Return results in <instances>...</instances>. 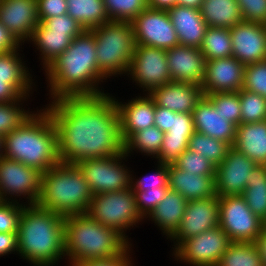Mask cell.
Instances as JSON below:
<instances>
[{
	"instance_id": "6da1fadb",
	"label": "cell",
	"mask_w": 266,
	"mask_h": 266,
	"mask_svg": "<svg viewBox=\"0 0 266 266\" xmlns=\"http://www.w3.org/2000/svg\"><path fill=\"white\" fill-rule=\"evenodd\" d=\"M43 106L56 126L62 163L77 164L124 152L119 111L112 94L60 98Z\"/></svg>"
},
{
	"instance_id": "7a4b0ae2",
	"label": "cell",
	"mask_w": 266,
	"mask_h": 266,
	"mask_svg": "<svg viewBox=\"0 0 266 266\" xmlns=\"http://www.w3.org/2000/svg\"><path fill=\"white\" fill-rule=\"evenodd\" d=\"M95 52V37L90 30H84L44 70L50 101L67 97H96L109 93L106 90L104 92L101 85L108 79L98 69Z\"/></svg>"
},
{
	"instance_id": "3957f363",
	"label": "cell",
	"mask_w": 266,
	"mask_h": 266,
	"mask_svg": "<svg viewBox=\"0 0 266 266\" xmlns=\"http://www.w3.org/2000/svg\"><path fill=\"white\" fill-rule=\"evenodd\" d=\"M64 223L63 215L38 204L24 205L17 234L19 259L30 266L58 265L65 259Z\"/></svg>"
},
{
	"instance_id": "277c9868",
	"label": "cell",
	"mask_w": 266,
	"mask_h": 266,
	"mask_svg": "<svg viewBox=\"0 0 266 266\" xmlns=\"http://www.w3.org/2000/svg\"><path fill=\"white\" fill-rule=\"evenodd\" d=\"M16 130L3 137V157L44 173L59 164L58 136L49 112L42 106Z\"/></svg>"
},
{
	"instance_id": "5b68a950",
	"label": "cell",
	"mask_w": 266,
	"mask_h": 266,
	"mask_svg": "<svg viewBox=\"0 0 266 266\" xmlns=\"http://www.w3.org/2000/svg\"><path fill=\"white\" fill-rule=\"evenodd\" d=\"M65 263L123 256L132 245L115 229L94 221L88 214L65 216Z\"/></svg>"
},
{
	"instance_id": "8992f818",
	"label": "cell",
	"mask_w": 266,
	"mask_h": 266,
	"mask_svg": "<svg viewBox=\"0 0 266 266\" xmlns=\"http://www.w3.org/2000/svg\"><path fill=\"white\" fill-rule=\"evenodd\" d=\"M93 194L76 164L60 162L41 175L38 205L60 215L86 213Z\"/></svg>"
},
{
	"instance_id": "52a82bcc",
	"label": "cell",
	"mask_w": 266,
	"mask_h": 266,
	"mask_svg": "<svg viewBox=\"0 0 266 266\" xmlns=\"http://www.w3.org/2000/svg\"><path fill=\"white\" fill-rule=\"evenodd\" d=\"M90 31L95 37L99 71L107 79L127 75L136 46L132 23L110 20Z\"/></svg>"
},
{
	"instance_id": "ba28073f",
	"label": "cell",
	"mask_w": 266,
	"mask_h": 266,
	"mask_svg": "<svg viewBox=\"0 0 266 266\" xmlns=\"http://www.w3.org/2000/svg\"><path fill=\"white\" fill-rule=\"evenodd\" d=\"M86 214L105 227L115 229L133 247V241L126 232L145 221L137 210L136 197L131 188L94 194Z\"/></svg>"
},
{
	"instance_id": "9c48e42d",
	"label": "cell",
	"mask_w": 266,
	"mask_h": 266,
	"mask_svg": "<svg viewBox=\"0 0 266 266\" xmlns=\"http://www.w3.org/2000/svg\"><path fill=\"white\" fill-rule=\"evenodd\" d=\"M127 159L129 156L123 152L120 155L85 159L76 165L94 195L130 188L131 167L124 163Z\"/></svg>"
},
{
	"instance_id": "30bf717a",
	"label": "cell",
	"mask_w": 266,
	"mask_h": 266,
	"mask_svg": "<svg viewBox=\"0 0 266 266\" xmlns=\"http://www.w3.org/2000/svg\"><path fill=\"white\" fill-rule=\"evenodd\" d=\"M41 175L42 172L33 167L0 157V201L37 204L41 190Z\"/></svg>"
},
{
	"instance_id": "8fae6325",
	"label": "cell",
	"mask_w": 266,
	"mask_h": 266,
	"mask_svg": "<svg viewBox=\"0 0 266 266\" xmlns=\"http://www.w3.org/2000/svg\"><path fill=\"white\" fill-rule=\"evenodd\" d=\"M219 227L231 242H254L265 221L253 214L242 195L218 197Z\"/></svg>"
},
{
	"instance_id": "7c38bea8",
	"label": "cell",
	"mask_w": 266,
	"mask_h": 266,
	"mask_svg": "<svg viewBox=\"0 0 266 266\" xmlns=\"http://www.w3.org/2000/svg\"><path fill=\"white\" fill-rule=\"evenodd\" d=\"M231 241L219 227L184 240L173 252L174 261L189 266H217Z\"/></svg>"
},
{
	"instance_id": "4fadbf2b",
	"label": "cell",
	"mask_w": 266,
	"mask_h": 266,
	"mask_svg": "<svg viewBox=\"0 0 266 266\" xmlns=\"http://www.w3.org/2000/svg\"><path fill=\"white\" fill-rule=\"evenodd\" d=\"M126 78L142 89V94L171 82L166 50L136 45Z\"/></svg>"
},
{
	"instance_id": "5bb4252c",
	"label": "cell",
	"mask_w": 266,
	"mask_h": 266,
	"mask_svg": "<svg viewBox=\"0 0 266 266\" xmlns=\"http://www.w3.org/2000/svg\"><path fill=\"white\" fill-rule=\"evenodd\" d=\"M136 45L168 50L179 45L167 10L147 7L131 21Z\"/></svg>"
},
{
	"instance_id": "9a60e30c",
	"label": "cell",
	"mask_w": 266,
	"mask_h": 266,
	"mask_svg": "<svg viewBox=\"0 0 266 266\" xmlns=\"http://www.w3.org/2000/svg\"><path fill=\"white\" fill-rule=\"evenodd\" d=\"M219 226L218 196L188 201L176 233L168 240L173 252L184 240Z\"/></svg>"
},
{
	"instance_id": "2e32d148",
	"label": "cell",
	"mask_w": 266,
	"mask_h": 266,
	"mask_svg": "<svg viewBox=\"0 0 266 266\" xmlns=\"http://www.w3.org/2000/svg\"><path fill=\"white\" fill-rule=\"evenodd\" d=\"M258 164L231 147L224 160L216 167L215 190L218 197L242 195Z\"/></svg>"
},
{
	"instance_id": "e0dca14e",
	"label": "cell",
	"mask_w": 266,
	"mask_h": 266,
	"mask_svg": "<svg viewBox=\"0 0 266 266\" xmlns=\"http://www.w3.org/2000/svg\"><path fill=\"white\" fill-rule=\"evenodd\" d=\"M232 57L244 65L266 60V24L242 21L230 28Z\"/></svg>"
},
{
	"instance_id": "ac0fdd59",
	"label": "cell",
	"mask_w": 266,
	"mask_h": 266,
	"mask_svg": "<svg viewBox=\"0 0 266 266\" xmlns=\"http://www.w3.org/2000/svg\"><path fill=\"white\" fill-rule=\"evenodd\" d=\"M245 67L246 65L232 56L206 61L204 81L201 85L204 96L242 89Z\"/></svg>"
},
{
	"instance_id": "d6986e66",
	"label": "cell",
	"mask_w": 266,
	"mask_h": 266,
	"mask_svg": "<svg viewBox=\"0 0 266 266\" xmlns=\"http://www.w3.org/2000/svg\"><path fill=\"white\" fill-rule=\"evenodd\" d=\"M0 22L22 45L26 44L40 23L37 0H0Z\"/></svg>"
},
{
	"instance_id": "ffe728a7",
	"label": "cell",
	"mask_w": 266,
	"mask_h": 266,
	"mask_svg": "<svg viewBox=\"0 0 266 266\" xmlns=\"http://www.w3.org/2000/svg\"><path fill=\"white\" fill-rule=\"evenodd\" d=\"M171 81L202 85L205 76V58L200 48L176 45L166 50Z\"/></svg>"
},
{
	"instance_id": "44dd1931",
	"label": "cell",
	"mask_w": 266,
	"mask_h": 266,
	"mask_svg": "<svg viewBox=\"0 0 266 266\" xmlns=\"http://www.w3.org/2000/svg\"><path fill=\"white\" fill-rule=\"evenodd\" d=\"M112 97L119 111L121 136L124 143L135 132L154 126L155 102L149 94L140 93L139 95L138 93V96L126 100L127 102L121 101L114 95Z\"/></svg>"
},
{
	"instance_id": "7402d4cb",
	"label": "cell",
	"mask_w": 266,
	"mask_h": 266,
	"mask_svg": "<svg viewBox=\"0 0 266 266\" xmlns=\"http://www.w3.org/2000/svg\"><path fill=\"white\" fill-rule=\"evenodd\" d=\"M148 94L155 102V106L176 113H192L197 103L204 96L200 85L175 81L155 87Z\"/></svg>"
},
{
	"instance_id": "603a6c76",
	"label": "cell",
	"mask_w": 266,
	"mask_h": 266,
	"mask_svg": "<svg viewBox=\"0 0 266 266\" xmlns=\"http://www.w3.org/2000/svg\"><path fill=\"white\" fill-rule=\"evenodd\" d=\"M193 122L196 132L206 134L217 140L233 146L236 139V125L224 119V116L215 108L206 97L197 103L193 112Z\"/></svg>"
},
{
	"instance_id": "cb8c5ba5",
	"label": "cell",
	"mask_w": 266,
	"mask_h": 266,
	"mask_svg": "<svg viewBox=\"0 0 266 266\" xmlns=\"http://www.w3.org/2000/svg\"><path fill=\"white\" fill-rule=\"evenodd\" d=\"M195 132L192 113L172 112L171 128L165 132L161 150L155 162L172 164L188 149L189 139Z\"/></svg>"
},
{
	"instance_id": "d4e9b609",
	"label": "cell",
	"mask_w": 266,
	"mask_h": 266,
	"mask_svg": "<svg viewBox=\"0 0 266 266\" xmlns=\"http://www.w3.org/2000/svg\"><path fill=\"white\" fill-rule=\"evenodd\" d=\"M20 52H23L22 46L16 50L0 52V80H6L22 97H31L36 91L34 88L38 86L36 76L30 73L32 69L28 68L27 61L23 59L25 55Z\"/></svg>"
},
{
	"instance_id": "484cf974",
	"label": "cell",
	"mask_w": 266,
	"mask_h": 266,
	"mask_svg": "<svg viewBox=\"0 0 266 266\" xmlns=\"http://www.w3.org/2000/svg\"><path fill=\"white\" fill-rule=\"evenodd\" d=\"M167 12L177 33L179 44L200 48L208 28L201 11L176 5Z\"/></svg>"
},
{
	"instance_id": "4316f807",
	"label": "cell",
	"mask_w": 266,
	"mask_h": 266,
	"mask_svg": "<svg viewBox=\"0 0 266 266\" xmlns=\"http://www.w3.org/2000/svg\"><path fill=\"white\" fill-rule=\"evenodd\" d=\"M168 186L187 201L216 196L215 176L187 173L173 164H168Z\"/></svg>"
},
{
	"instance_id": "83f0119b",
	"label": "cell",
	"mask_w": 266,
	"mask_h": 266,
	"mask_svg": "<svg viewBox=\"0 0 266 266\" xmlns=\"http://www.w3.org/2000/svg\"><path fill=\"white\" fill-rule=\"evenodd\" d=\"M188 201L177 191L168 190L164 199L156 208L144 219L152 221L161 231V234L170 239L178 230Z\"/></svg>"
},
{
	"instance_id": "f1b7e54d",
	"label": "cell",
	"mask_w": 266,
	"mask_h": 266,
	"mask_svg": "<svg viewBox=\"0 0 266 266\" xmlns=\"http://www.w3.org/2000/svg\"><path fill=\"white\" fill-rule=\"evenodd\" d=\"M74 38L68 32H59L49 29L40 22L33 31L27 44H32L38 51L41 67L45 70L55 59H57L70 45Z\"/></svg>"
},
{
	"instance_id": "f546056e",
	"label": "cell",
	"mask_w": 266,
	"mask_h": 266,
	"mask_svg": "<svg viewBox=\"0 0 266 266\" xmlns=\"http://www.w3.org/2000/svg\"><path fill=\"white\" fill-rule=\"evenodd\" d=\"M232 147L255 163L266 165V121L237 126Z\"/></svg>"
},
{
	"instance_id": "4dcf8cb0",
	"label": "cell",
	"mask_w": 266,
	"mask_h": 266,
	"mask_svg": "<svg viewBox=\"0 0 266 266\" xmlns=\"http://www.w3.org/2000/svg\"><path fill=\"white\" fill-rule=\"evenodd\" d=\"M200 11L208 27L232 28L243 21L237 0H203Z\"/></svg>"
},
{
	"instance_id": "1f68e13d",
	"label": "cell",
	"mask_w": 266,
	"mask_h": 266,
	"mask_svg": "<svg viewBox=\"0 0 266 266\" xmlns=\"http://www.w3.org/2000/svg\"><path fill=\"white\" fill-rule=\"evenodd\" d=\"M67 14L84 30H90L110 21L103 0H66Z\"/></svg>"
},
{
	"instance_id": "d6a6232c",
	"label": "cell",
	"mask_w": 266,
	"mask_h": 266,
	"mask_svg": "<svg viewBox=\"0 0 266 266\" xmlns=\"http://www.w3.org/2000/svg\"><path fill=\"white\" fill-rule=\"evenodd\" d=\"M242 196L253 214L266 222V165L258 164L251 171Z\"/></svg>"
},
{
	"instance_id": "836d02e7",
	"label": "cell",
	"mask_w": 266,
	"mask_h": 266,
	"mask_svg": "<svg viewBox=\"0 0 266 266\" xmlns=\"http://www.w3.org/2000/svg\"><path fill=\"white\" fill-rule=\"evenodd\" d=\"M164 134L155 125L137 131L124 143V152L129 157L134 155L135 152L137 154L139 152L141 155L144 154V156H148L154 160L161 150Z\"/></svg>"
},
{
	"instance_id": "e575fe53",
	"label": "cell",
	"mask_w": 266,
	"mask_h": 266,
	"mask_svg": "<svg viewBox=\"0 0 266 266\" xmlns=\"http://www.w3.org/2000/svg\"><path fill=\"white\" fill-rule=\"evenodd\" d=\"M200 50L206 61L232 56L230 28L208 27Z\"/></svg>"
},
{
	"instance_id": "d590c367",
	"label": "cell",
	"mask_w": 266,
	"mask_h": 266,
	"mask_svg": "<svg viewBox=\"0 0 266 266\" xmlns=\"http://www.w3.org/2000/svg\"><path fill=\"white\" fill-rule=\"evenodd\" d=\"M217 266H263L253 242H231Z\"/></svg>"
},
{
	"instance_id": "8d00e7d4",
	"label": "cell",
	"mask_w": 266,
	"mask_h": 266,
	"mask_svg": "<svg viewBox=\"0 0 266 266\" xmlns=\"http://www.w3.org/2000/svg\"><path fill=\"white\" fill-rule=\"evenodd\" d=\"M27 100L29 101L30 97H22L14 102L0 103V136L2 138L19 128L35 112L32 109L30 111V108L26 110L24 106Z\"/></svg>"
},
{
	"instance_id": "74e56055",
	"label": "cell",
	"mask_w": 266,
	"mask_h": 266,
	"mask_svg": "<svg viewBox=\"0 0 266 266\" xmlns=\"http://www.w3.org/2000/svg\"><path fill=\"white\" fill-rule=\"evenodd\" d=\"M231 146L206 134L194 132L189 139L188 149L201 153L216 167L224 160Z\"/></svg>"
},
{
	"instance_id": "f35d334b",
	"label": "cell",
	"mask_w": 266,
	"mask_h": 266,
	"mask_svg": "<svg viewBox=\"0 0 266 266\" xmlns=\"http://www.w3.org/2000/svg\"><path fill=\"white\" fill-rule=\"evenodd\" d=\"M241 124L266 121V98L245 89L239 90Z\"/></svg>"
},
{
	"instance_id": "ab89813d",
	"label": "cell",
	"mask_w": 266,
	"mask_h": 266,
	"mask_svg": "<svg viewBox=\"0 0 266 266\" xmlns=\"http://www.w3.org/2000/svg\"><path fill=\"white\" fill-rule=\"evenodd\" d=\"M205 96L219 110L225 120L231 121L236 126L241 124L239 91L210 93Z\"/></svg>"
},
{
	"instance_id": "60d3db41",
	"label": "cell",
	"mask_w": 266,
	"mask_h": 266,
	"mask_svg": "<svg viewBox=\"0 0 266 266\" xmlns=\"http://www.w3.org/2000/svg\"><path fill=\"white\" fill-rule=\"evenodd\" d=\"M103 3L111 21L131 22L148 7L147 0H103Z\"/></svg>"
},
{
	"instance_id": "b9f144b4",
	"label": "cell",
	"mask_w": 266,
	"mask_h": 266,
	"mask_svg": "<svg viewBox=\"0 0 266 266\" xmlns=\"http://www.w3.org/2000/svg\"><path fill=\"white\" fill-rule=\"evenodd\" d=\"M152 174L136 178L133 175L135 172L131 168L130 188L135 193L136 191L152 190L157 188H169L168 186V164L156 162Z\"/></svg>"
},
{
	"instance_id": "7bdbcfd3",
	"label": "cell",
	"mask_w": 266,
	"mask_h": 266,
	"mask_svg": "<svg viewBox=\"0 0 266 266\" xmlns=\"http://www.w3.org/2000/svg\"><path fill=\"white\" fill-rule=\"evenodd\" d=\"M177 168L187 173L215 176L216 166L201 153L190 149L185 150L173 163Z\"/></svg>"
},
{
	"instance_id": "ee69618b",
	"label": "cell",
	"mask_w": 266,
	"mask_h": 266,
	"mask_svg": "<svg viewBox=\"0 0 266 266\" xmlns=\"http://www.w3.org/2000/svg\"><path fill=\"white\" fill-rule=\"evenodd\" d=\"M242 89L266 98V60L246 65Z\"/></svg>"
},
{
	"instance_id": "f6af8a7d",
	"label": "cell",
	"mask_w": 266,
	"mask_h": 266,
	"mask_svg": "<svg viewBox=\"0 0 266 266\" xmlns=\"http://www.w3.org/2000/svg\"><path fill=\"white\" fill-rule=\"evenodd\" d=\"M25 204L0 201V232L18 233L19 218Z\"/></svg>"
},
{
	"instance_id": "bcb514c9",
	"label": "cell",
	"mask_w": 266,
	"mask_h": 266,
	"mask_svg": "<svg viewBox=\"0 0 266 266\" xmlns=\"http://www.w3.org/2000/svg\"><path fill=\"white\" fill-rule=\"evenodd\" d=\"M169 188H157L145 191H136V206L140 215L145 219L156 206L164 199Z\"/></svg>"
},
{
	"instance_id": "7dc6e473",
	"label": "cell",
	"mask_w": 266,
	"mask_h": 266,
	"mask_svg": "<svg viewBox=\"0 0 266 266\" xmlns=\"http://www.w3.org/2000/svg\"><path fill=\"white\" fill-rule=\"evenodd\" d=\"M243 21L266 24V0H237Z\"/></svg>"
},
{
	"instance_id": "c3c4849f",
	"label": "cell",
	"mask_w": 266,
	"mask_h": 266,
	"mask_svg": "<svg viewBox=\"0 0 266 266\" xmlns=\"http://www.w3.org/2000/svg\"><path fill=\"white\" fill-rule=\"evenodd\" d=\"M43 23L53 31L68 32L73 38L84 31L83 27L67 13L45 19Z\"/></svg>"
},
{
	"instance_id": "681fc988",
	"label": "cell",
	"mask_w": 266,
	"mask_h": 266,
	"mask_svg": "<svg viewBox=\"0 0 266 266\" xmlns=\"http://www.w3.org/2000/svg\"><path fill=\"white\" fill-rule=\"evenodd\" d=\"M66 13V0H37V15L40 22Z\"/></svg>"
},
{
	"instance_id": "f907efd6",
	"label": "cell",
	"mask_w": 266,
	"mask_h": 266,
	"mask_svg": "<svg viewBox=\"0 0 266 266\" xmlns=\"http://www.w3.org/2000/svg\"><path fill=\"white\" fill-rule=\"evenodd\" d=\"M131 247L123 256H117L110 259L83 261L69 266H134L136 261L133 260L134 251Z\"/></svg>"
},
{
	"instance_id": "816d5d0a",
	"label": "cell",
	"mask_w": 266,
	"mask_h": 266,
	"mask_svg": "<svg viewBox=\"0 0 266 266\" xmlns=\"http://www.w3.org/2000/svg\"><path fill=\"white\" fill-rule=\"evenodd\" d=\"M18 233L0 232V257L9 256V254L18 253Z\"/></svg>"
},
{
	"instance_id": "f5cc1de1",
	"label": "cell",
	"mask_w": 266,
	"mask_h": 266,
	"mask_svg": "<svg viewBox=\"0 0 266 266\" xmlns=\"http://www.w3.org/2000/svg\"><path fill=\"white\" fill-rule=\"evenodd\" d=\"M23 46L0 22V52L12 51Z\"/></svg>"
},
{
	"instance_id": "db71d44e",
	"label": "cell",
	"mask_w": 266,
	"mask_h": 266,
	"mask_svg": "<svg viewBox=\"0 0 266 266\" xmlns=\"http://www.w3.org/2000/svg\"><path fill=\"white\" fill-rule=\"evenodd\" d=\"M172 112V110L155 106L154 125L164 133L171 128Z\"/></svg>"
},
{
	"instance_id": "11a10c76",
	"label": "cell",
	"mask_w": 266,
	"mask_h": 266,
	"mask_svg": "<svg viewBox=\"0 0 266 266\" xmlns=\"http://www.w3.org/2000/svg\"><path fill=\"white\" fill-rule=\"evenodd\" d=\"M22 96L6 81L0 80V103L18 101Z\"/></svg>"
},
{
	"instance_id": "9f6ffc18",
	"label": "cell",
	"mask_w": 266,
	"mask_h": 266,
	"mask_svg": "<svg viewBox=\"0 0 266 266\" xmlns=\"http://www.w3.org/2000/svg\"><path fill=\"white\" fill-rule=\"evenodd\" d=\"M253 243L261 256L262 265L266 266V229L261 232Z\"/></svg>"
},
{
	"instance_id": "6f0895ef",
	"label": "cell",
	"mask_w": 266,
	"mask_h": 266,
	"mask_svg": "<svg viewBox=\"0 0 266 266\" xmlns=\"http://www.w3.org/2000/svg\"><path fill=\"white\" fill-rule=\"evenodd\" d=\"M177 5V0H147V6L152 9L169 10Z\"/></svg>"
},
{
	"instance_id": "680465c9",
	"label": "cell",
	"mask_w": 266,
	"mask_h": 266,
	"mask_svg": "<svg viewBox=\"0 0 266 266\" xmlns=\"http://www.w3.org/2000/svg\"><path fill=\"white\" fill-rule=\"evenodd\" d=\"M203 0H177V5L189 7V8H201Z\"/></svg>"
},
{
	"instance_id": "91938a15",
	"label": "cell",
	"mask_w": 266,
	"mask_h": 266,
	"mask_svg": "<svg viewBox=\"0 0 266 266\" xmlns=\"http://www.w3.org/2000/svg\"><path fill=\"white\" fill-rule=\"evenodd\" d=\"M3 138L0 136V157L3 156V146H2Z\"/></svg>"
}]
</instances>
